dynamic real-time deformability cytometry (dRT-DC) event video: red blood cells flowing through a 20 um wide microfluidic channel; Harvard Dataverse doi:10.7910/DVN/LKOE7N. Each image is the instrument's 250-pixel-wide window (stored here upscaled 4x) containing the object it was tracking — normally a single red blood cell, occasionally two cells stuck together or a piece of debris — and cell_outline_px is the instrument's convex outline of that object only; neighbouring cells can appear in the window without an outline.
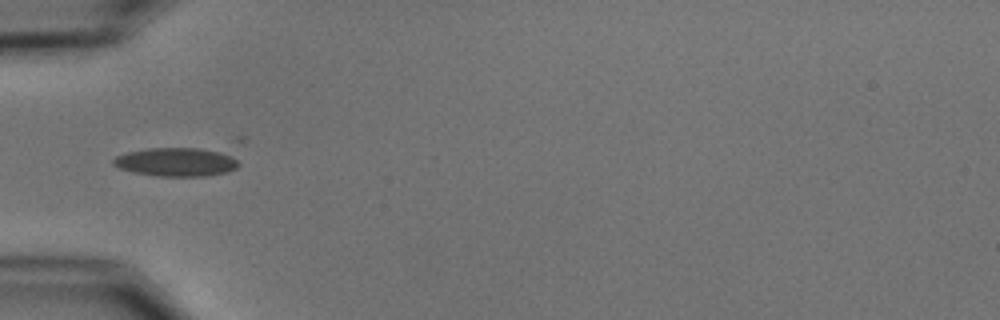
{"species": "common noctule bat (a hibernating species)", "species_latin": "Nyctalus noctula", "temperature_condition": "cold", "stored_images_in_passage": 9, "camera_frame_rate_fps": 3000, "um_per_image_px": 0.085, "animal": {"sex": "male", "body_mass_g": 15.6}, "frame": {"image": 1, "passage_image": 6, "time_ms": 6.667, "image_size_px": [1000, 320], "cell_outline_px": [[240, 164], [236, 168], [228, 172], [208, 176], [156, 176], [132, 172], [116, 168], [112, 164], [112, 160], [116, 156], [128, 152], [148, 148], [196, 148], [232, 152]], "centroid_in_image_um": [15.03, 13.77], "position_along_channel_um": 70.0, "area_um2": 21.44}}
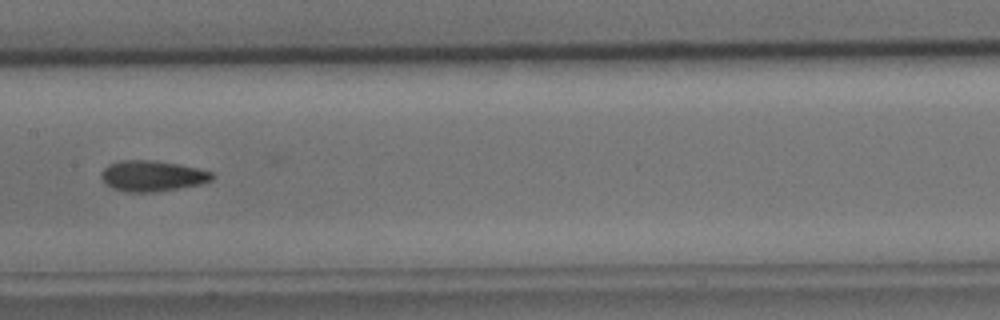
{"frame": {"image": 2, "passage_image": 9, "time_ms": 10.0, "image_size_px": [1000, 320], "cell_outline_px": [[216, 176], [212, 180], [204, 184], [152, 192], [124, 192], [112, 188], [104, 184], [100, 176], [100, 172], [108, 164], [120, 160], [152, 160], [180, 164], [212, 172]], "centroid_in_image_um": [12.92, 14.95], "position_along_channel_um": 194.5, "area_um2": 20.17}}